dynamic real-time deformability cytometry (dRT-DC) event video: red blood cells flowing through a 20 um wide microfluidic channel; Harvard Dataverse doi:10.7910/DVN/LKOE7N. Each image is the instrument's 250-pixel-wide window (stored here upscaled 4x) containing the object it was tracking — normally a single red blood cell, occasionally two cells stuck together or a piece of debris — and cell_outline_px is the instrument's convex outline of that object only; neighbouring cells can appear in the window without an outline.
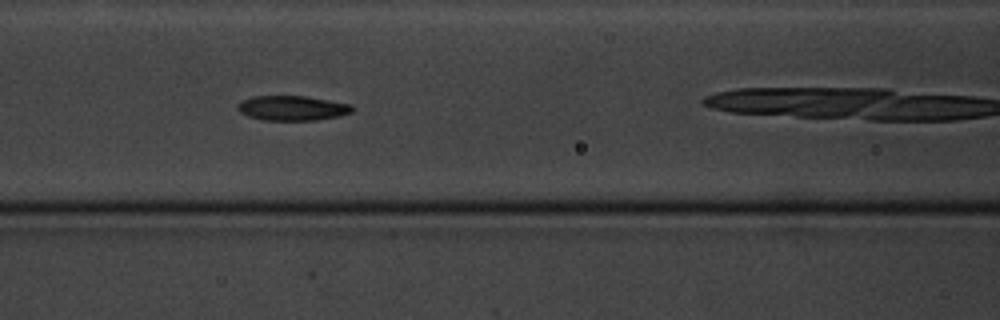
{"species": "common noctule bat (a hibernating species)", "species_latin": "Nyctalus noctula", "temperature_condition": "cold", "stored_images_in_passage": 8, "segment_of_instrument_passage": [1, 2], "camera_frame_rate_fps": 3000, "um_per_image_px": 0.085, "animal": {"sex": "male", "body_mass_g": 20.1, "forearm_length_mm": 53.5}, "frame": {"image": 1, "passage_image": 5, "time_ms": 4.667, "image_size_px": [1000, 320], "cell_outline_px": [[352, 112], [336, 116], [316, 120], [264, 120], [248, 116], [240, 112], [236, 108], [236, 104], [240, 100], [252, 96], [304, 96], [352, 104]], "centroid_in_image_um": [24.77, 9.18], "position_along_channel_um": 141.8, "area_um2": 16.53}}
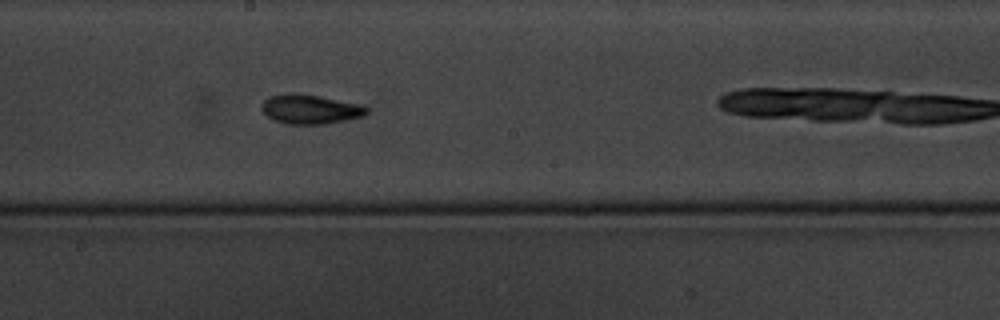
{"frame": {"image": 2, "passage_image": 7, "time_ms": 7.0, "image_size_px": [1000, 320], "cell_outline_px": [[368, 112], [364, 116], [328, 124], [284, 124], [272, 120], [260, 108], [264, 100], [268, 96], [288, 92], [320, 96], [360, 104], [368, 108]], "centroid_in_image_um": [26.35, 9.28], "position_along_channel_um": 221.9, "area_um2": 18.21}}